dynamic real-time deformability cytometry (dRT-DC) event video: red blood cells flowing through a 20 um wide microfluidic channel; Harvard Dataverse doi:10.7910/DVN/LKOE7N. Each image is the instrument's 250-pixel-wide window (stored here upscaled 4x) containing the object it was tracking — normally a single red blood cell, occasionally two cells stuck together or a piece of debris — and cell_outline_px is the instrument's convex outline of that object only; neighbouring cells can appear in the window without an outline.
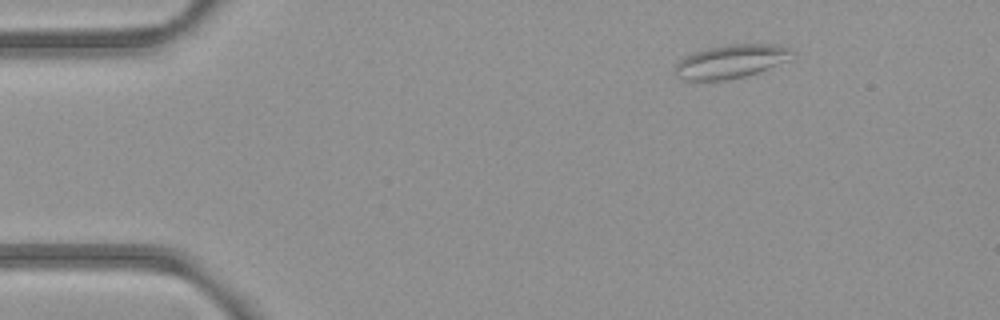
{"species": "common noctule bat (a hibernating species)", "species_latin": "Nyctalus noctula", "temperature_condition": "room temperature", "stored_images_in_passage": 3, "camera_frame_rate_fps": 3000, "um_per_image_px": 0.085, "animal": {"sex": "female", "body_mass_g": 21.9}, "frame": {"image": 1, "passage_image": 1, "time_ms": 0.0, "image_size_px": [1000, 320], "cell_outline_px": [[796, 56], [788, 60], [768, 68], [744, 76], [724, 80], [684, 80], [676, 76], [676, 64], [684, 56], [708, 48], [732, 44], [776, 44], [792, 48], [796, 52]], "centroid_in_image_um": [62.19, 5.21], "position_along_channel_um": 22.8, "area_um2": 22.77}}